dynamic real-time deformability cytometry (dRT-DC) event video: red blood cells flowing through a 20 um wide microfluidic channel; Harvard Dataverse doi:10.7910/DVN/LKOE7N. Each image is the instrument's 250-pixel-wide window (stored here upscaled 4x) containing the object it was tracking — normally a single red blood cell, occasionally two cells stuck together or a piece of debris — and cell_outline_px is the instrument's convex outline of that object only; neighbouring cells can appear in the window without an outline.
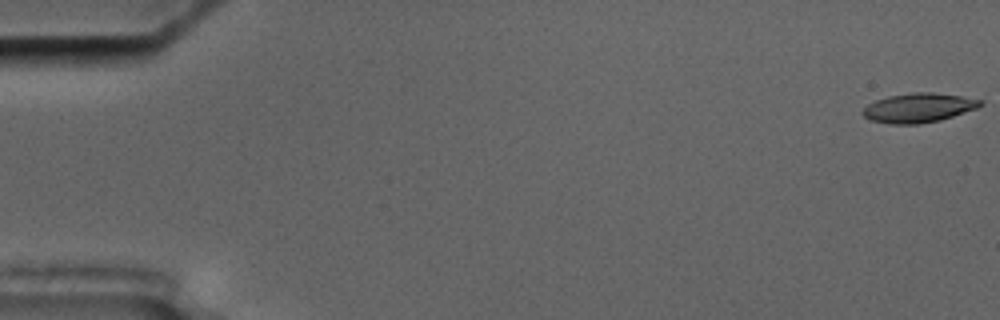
{"species": "common noctule bat (a hibernating species)", "species_latin": "Nyctalus noctula", "temperature_condition": "cold", "stored_images_in_passage": 6, "camera_frame_rate_fps": 3000, "um_per_image_px": 0.085, "animal": {"sex": "male", "body_mass_g": 17.5, "forearm_length_mm": 52.3}, "frame": {"image": 1, "passage_image": 1, "time_ms": 0.0, "image_size_px": [1000, 320], "cell_outline_px": [[980, 104], [976, 108], [940, 120], [920, 124], [888, 124], [872, 120], [864, 116], [860, 112], [868, 104], [876, 100], [888, 96], [912, 92], [932, 92], [960, 96], [980, 100]], "centroid_in_image_um": [78.0, 9.17], "position_along_channel_um": 7.0, "area_um2": 19.83}}